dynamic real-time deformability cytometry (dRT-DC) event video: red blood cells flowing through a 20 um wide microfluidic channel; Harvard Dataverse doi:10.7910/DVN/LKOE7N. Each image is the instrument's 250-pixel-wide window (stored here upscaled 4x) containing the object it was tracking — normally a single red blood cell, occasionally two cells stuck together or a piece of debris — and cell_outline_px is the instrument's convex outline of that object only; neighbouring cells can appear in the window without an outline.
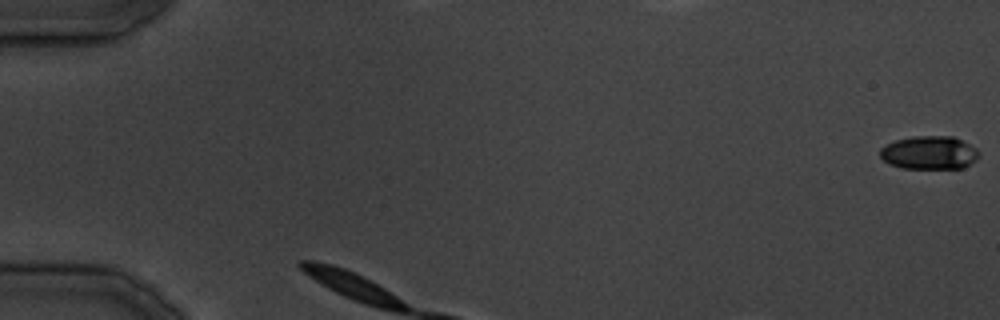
{"species": "common noctule bat (a hibernating species)", "species_latin": "Nyctalus noctula", "temperature_condition": "cold", "stored_images_in_passage": 4, "camera_frame_rate_fps": 3000, "um_per_image_px": 0.085, "animal": {"sex": "male", "body_mass_g": 19.5, "forearm_length_mm": 54.6}, "frame": {"image": 1, "passage_image": 1, "time_ms": 0.0, "image_size_px": [1000, 320], "cell_outline_px": [[980, 156], [976, 160], [964, 168], [900, 168], [888, 164], [880, 156], [880, 148], [896, 140], [912, 136], [952, 136], [976, 148], [980, 152]], "centroid_in_image_um": [78.99, 12.98], "position_along_channel_um": 6.0, "area_um2": 19.25}}